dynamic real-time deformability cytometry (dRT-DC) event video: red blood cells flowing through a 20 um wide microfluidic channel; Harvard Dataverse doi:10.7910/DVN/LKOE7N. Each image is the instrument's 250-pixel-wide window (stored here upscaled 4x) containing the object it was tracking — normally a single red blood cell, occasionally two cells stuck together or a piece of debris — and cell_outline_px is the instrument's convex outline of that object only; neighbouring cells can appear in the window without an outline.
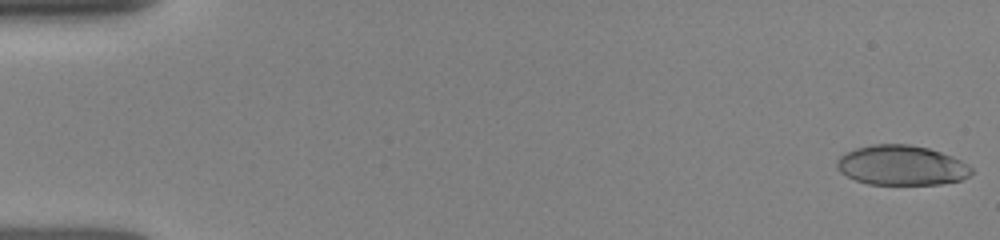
{"species": "human", "species_latin": "Homo sapiens", "temperature_condition": "room temperature", "stored_images_in_passage": 67, "camera_frame_rate_fps": 3000, "um_per_image_px": 0.085, "donor": {"sex": "female"}, "frame": {"image": 1, "passage_image": 1, "time_ms": 0.0, "image_size_px": [1000, 240], "cell_outline_px": [[972, 172], [968, 176], [960, 180], [940, 184], [868, 184], [856, 180], [840, 172], [836, 168], [836, 160], [844, 152], [856, 148], [872, 144], [908, 144], [928, 148], [952, 156], [968, 164], [972, 168]], "centroid_in_image_um": [76.6, 14.05], "position_along_channel_um": 8.4, "area_um2": 31.27}}
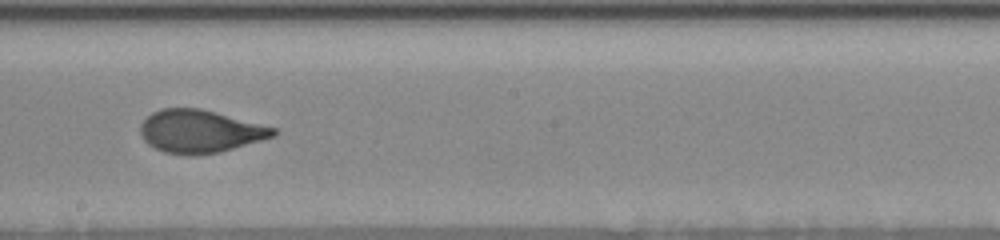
{"frame": {"image": 2, "passage_image": 37, "time_ms": 9.0, "image_size_px": [1000, 240], "cell_outline_px": [[280, 132], [276, 136], [220, 152], [196, 156], [188, 156], [164, 152], [148, 144], [144, 140], [140, 132], [140, 124], [152, 112], [160, 108], [200, 108], [216, 112], [276, 128]], "centroid_in_image_um": [17.01, 11.17], "position_along_channel_um": 231.2, "area_um2": 33.41}}
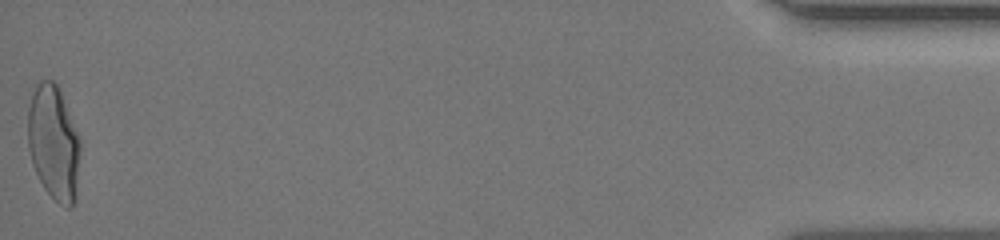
{"frame": {"image": 3, "passage_image": 67, "time_ms": 16.0, "image_size_px": [1000, 240], "cell_outline_px": [[80, 152], [72, 204], [68, 208], [64, 208], [44, 188], [32, 164], [28, 148], [28, 108], [32, 92], [36, 84], [40, 80], [52, 80], [56, 84], [60, 92], [80, 140]], "centroid_in_image_um": [4.52, 12.09], "position_along_channel_um": 430.7, "area_um2": 34.22}}